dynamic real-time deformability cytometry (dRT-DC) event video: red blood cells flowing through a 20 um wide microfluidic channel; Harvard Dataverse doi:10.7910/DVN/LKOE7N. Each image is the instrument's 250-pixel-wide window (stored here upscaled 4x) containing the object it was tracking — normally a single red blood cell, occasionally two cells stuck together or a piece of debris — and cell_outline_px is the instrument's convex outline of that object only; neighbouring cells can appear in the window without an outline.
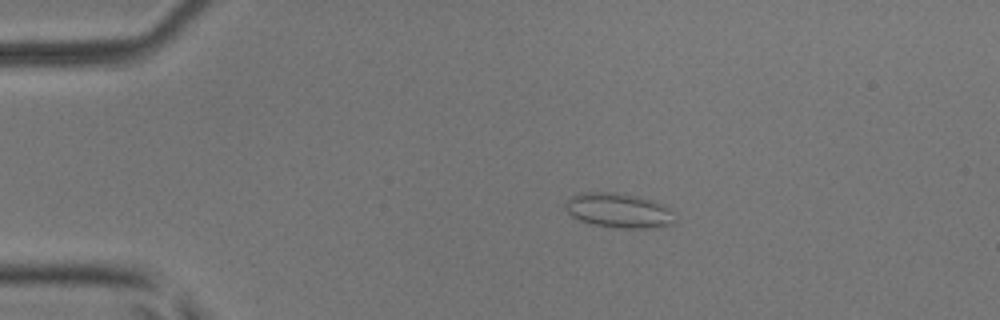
{"species": "common noctule bat (a hibernating species)", "species_latin": "Nyctalus noctula", "temperature_condition": "room temperature", "stored_images_in_passage": 5, "camera_frame_rate_fps": 3000, "um_per_image_px": 0.085, "animal": {"sex": "male", "body_mass_g": 17.9, "forearm_length_mm": 54.2}, "frame": {"image": 1, "passage_image": 3, "time_ms": 0.667, "image_size_px": [1000, 320], "cell_outline_px": [[676, 224], [656, 228], [616, 228], [592, 224], [580, 220], [572, 216], [564, 208], [564, 204], [572, 196], [580, 192], [616, 192], [636, 196], [652, 200], [664, 204], [672, 212], [676, 220]], "centroid_in_image_um": [52.62, 17.9], "position_along_channel_um": 32.4, "area_um2": 22.43}}